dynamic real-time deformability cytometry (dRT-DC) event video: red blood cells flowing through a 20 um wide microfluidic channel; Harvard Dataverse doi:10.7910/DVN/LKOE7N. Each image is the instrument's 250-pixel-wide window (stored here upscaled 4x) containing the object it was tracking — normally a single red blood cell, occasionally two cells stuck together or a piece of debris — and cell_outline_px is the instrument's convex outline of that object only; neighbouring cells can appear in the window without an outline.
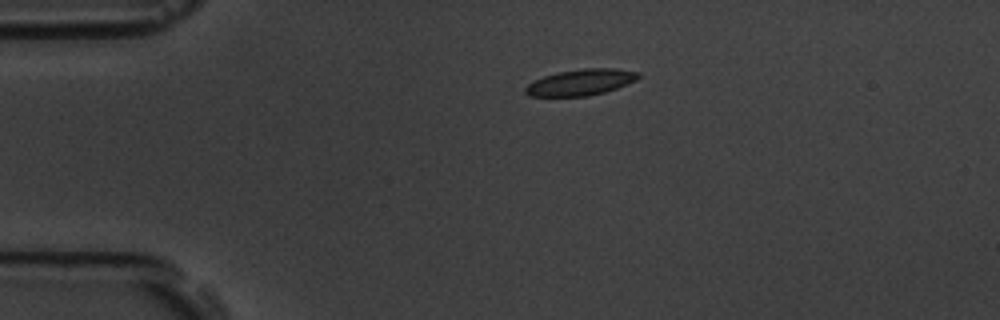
{"species": "common noctule bat (a hibernating species)", "species_latin": "Nyctalus noctula", "temperature_condition": "room temperature", "stored_images_in_passage": 2, "camera_frame_rate_fps": 3000, "um_per_image_px": 0.085, "animal": {"sex": "male", "body_mass_g": 19.5, "forearm_length_mm": 54.6}, "frame": {"image": 1, "passage_image": 1, "time_ms": 0.0, "image_size_px": [1000, 320], "cell_outline_px": [[640, 76], [636, 80], [616, 88], [604, 92], [588, 96], [528, 96], [524, 92], [524, 88], [528, 84], [544, 76], [560, 72], [584, 68], [612, 68], [640, 72]], "centroid_in_image_um": [49.36, 7.0], "position_along_channel_um": 35.6, "area_um2": 17.05}}